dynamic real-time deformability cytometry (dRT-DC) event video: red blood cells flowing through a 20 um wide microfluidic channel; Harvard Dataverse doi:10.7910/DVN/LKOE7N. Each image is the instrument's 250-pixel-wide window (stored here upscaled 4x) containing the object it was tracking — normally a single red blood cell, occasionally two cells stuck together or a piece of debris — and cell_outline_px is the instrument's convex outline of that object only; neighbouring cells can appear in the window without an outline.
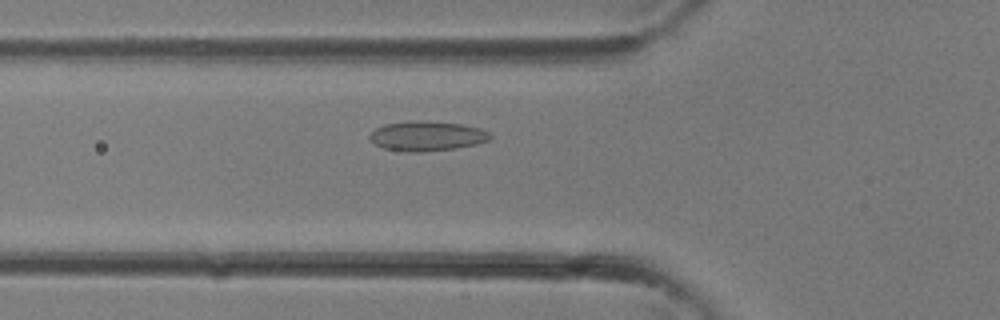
{"species": "common noctule bat (a hibernating species)", "species_latin": "Nyctalus noctula", "temperature_condition": "room temperature", "stored_images_in_passage": 29, "camera_frame_rate_fps": 3000, "um_per_image_px": 0.085, "animal": {"sex": "female"}, "frame": {"image": 1, "passage_image": 7, "time_ms": 2.0, "image_size_px": [1000, 320], "cell_outline_px": [[492, 136], [488, 140], [476, 144], [456, 148], [420, 152], [404, 152], [384, 148], [376, 144], [368, 136], [376, 128], [384, 124], [408, 120], [416, 120], [460, 124], [480, 128], [488, 132]], "centroid_in_image_um": [36.27, 11.56], "position_along_channel_um": 89.5, "area_um2": 20.81}}
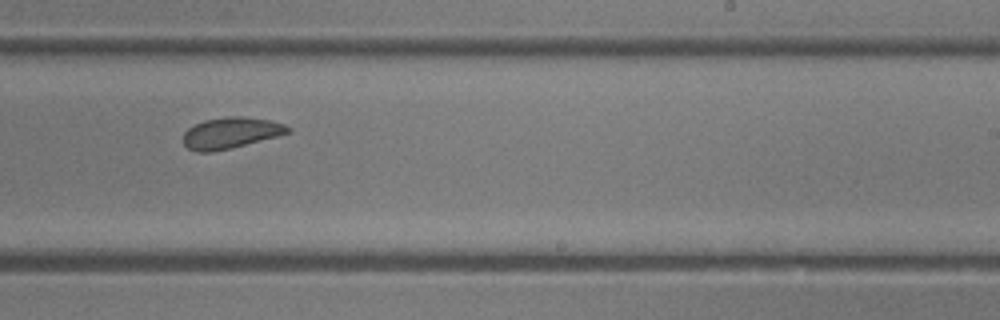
{"frame": {"image": 2, "passage_image": 16, "time_ms": 5.0, "image_size_px": [1000, 320], "cell_outline_px": [[292, 132], [232, 148], [212, 152], [196, 152], [188, 148], [184, 144], [184, 132], [188, 128], [204, 120], [228, 116], [244, 116], [268, 120], [284, 124], [292, 128]], "centroid_in_image_um": [19.63, 11.3], "position_along_channel_um": 269.4, "area_um2": 19.02}}
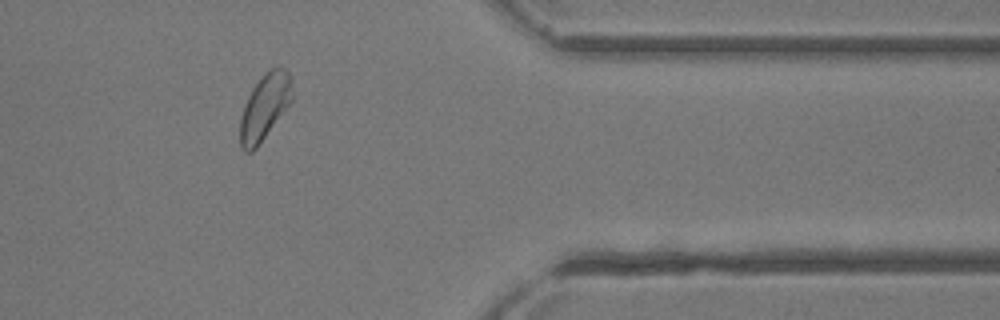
{"frame": {"image": 3, "passage_image": 23, "time_ms": 7.333, "image_size_px": [1000, 320], "cell_outline_px": [[292, 100], [256, 148], [252, 152], [244, 152], [240, 148], [240, 120], [248, 96], [252, 88], [272, 68], [288, 68], [292, 76]], "centroid_in_image_um": [22.51, 9.1], "position_along_channel_um": 388.9, "area_um2": 19.59}}